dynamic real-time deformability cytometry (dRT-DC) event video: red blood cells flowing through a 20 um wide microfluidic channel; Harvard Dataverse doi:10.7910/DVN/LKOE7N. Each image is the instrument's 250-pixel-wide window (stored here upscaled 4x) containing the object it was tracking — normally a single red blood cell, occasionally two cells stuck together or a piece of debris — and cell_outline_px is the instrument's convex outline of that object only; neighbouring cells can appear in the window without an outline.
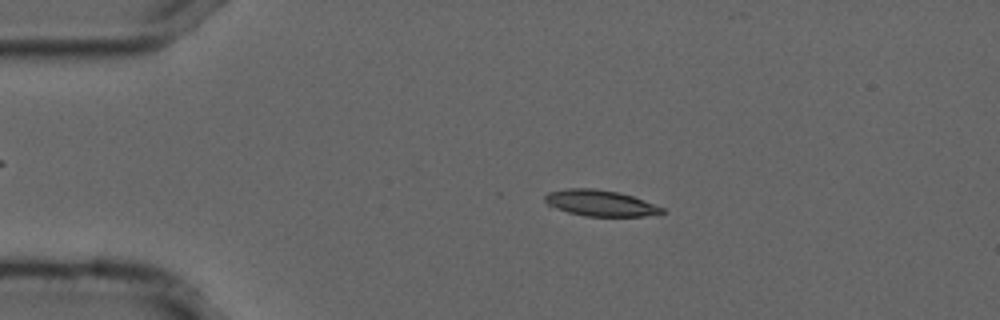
{"species": "common noctule bat (a hibernating species)", "species_latin": "Nyctalus noctula", "temperature_condition": "cold", "stored_images_in_passage": 15, "camera_frame_rate_fps": 3000, "um_per_image_px": 0.085, "animal": {"sex": "male", "forearm_length_mm": 52.5}, "frame": {"image": 1, "passage_image": 10, "time_ms": 3.0, "image_size_px": [1000, 320], "cell_outline_px": [[664, 212], [644, 216], [584, 216], [568, 212], [548, 204], [544, 200], [544, 196], [548, 192], [568, 188], [592, 188], [616, 192], [632, 196], [664, 208]], "centroid_in_image_um": [50.99, 17.26], "position_along_channel_um": 34.0, "area_um2": 17.46}}